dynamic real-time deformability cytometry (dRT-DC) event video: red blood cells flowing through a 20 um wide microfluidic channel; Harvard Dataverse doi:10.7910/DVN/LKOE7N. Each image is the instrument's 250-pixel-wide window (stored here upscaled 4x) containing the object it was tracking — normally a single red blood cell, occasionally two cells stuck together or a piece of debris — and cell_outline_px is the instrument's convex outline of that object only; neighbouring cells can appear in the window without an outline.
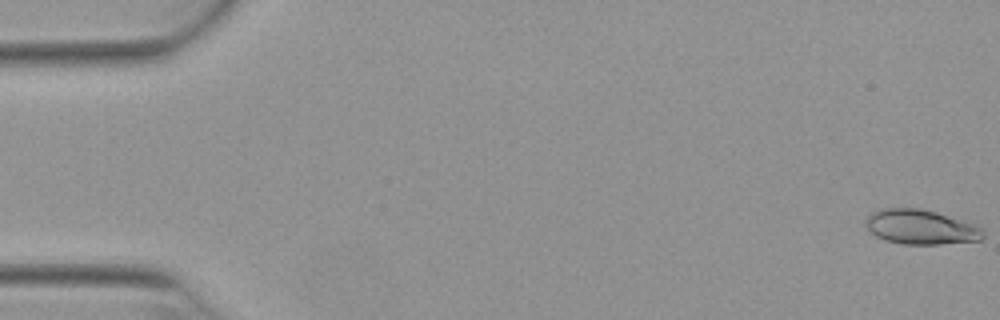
{"species": "Egyptian fruit bat (a non-hibernating species)", "species_latin": "Rousettus aegyptiacus", "temperature_condition": "warm", "stored_images_in_passage": 51, "camera_frame_rate_fps": 3000, "um_per_image_px": 0.085, "animal": {"sex": "female"}, "frame": {"image": 1, "passage_image": 1, "time_ms": 0.0, "image_size_px": [1000, 320], "cell_outline_px": [[984, 236], [980, 240], [940, 244], [904, 244], [884, 240], [876, 236], [868, 228], [864, 220], [872, 212], [880, 208], [920, 208], [936, 212], [972, 224], [980, 228], [984, 232]], "centroid_in_image_um": [78.22, 19.29], "position_along_channel_um": 6.8, "area_um2": 23.47}}
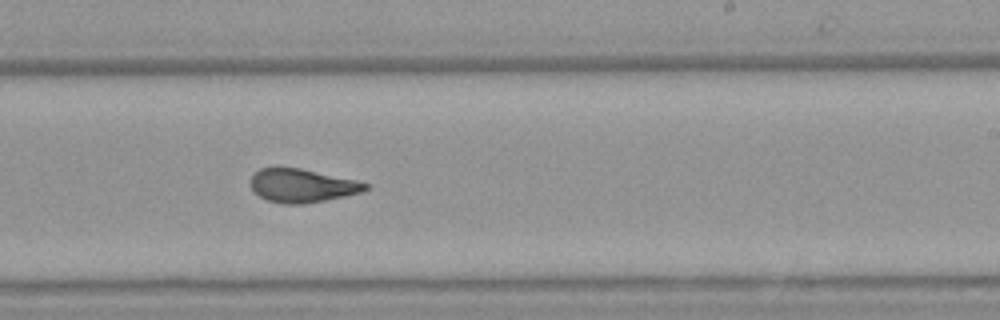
{"frame": {"image": 2, "passage_image": 32, "time_ms": 10.333, "image_size_px": [1000, 320], "cell_outline_px": [[368, 188], [364, 192], [304, 204], [284, 204], [268, 200], [260, 196], [252, 188], [252, 176], [260, 168], [300, 168], [356, 180], [368, 184]], "centroid_in_image_um": [25.71, 15.78], "position_along_channel_um": 263.3, "area_um2": 22.02}}
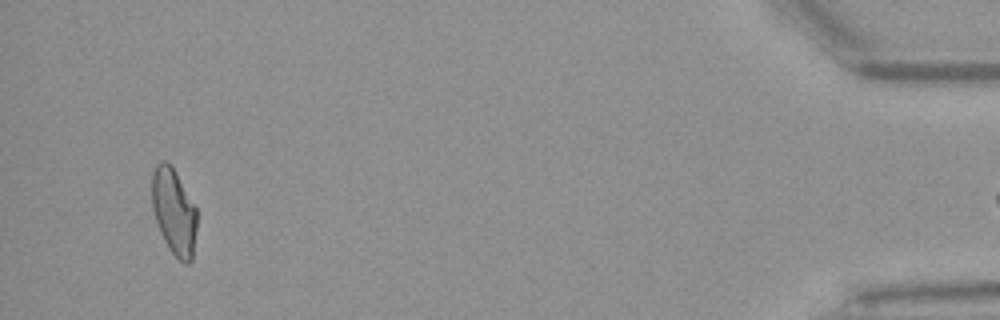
{"frame": {"image": 3, "passage_image": 50, "time_ms": 16.333, "image_size_px": [1000, 320], "cell_outline_px": [[196, 228], [192, 260], [188, 264], [184, 264], [168, 248], [160, 232], [152, 208], [152, 172], [156, 164], [164, 160], [168, 160], [196, 208]], "centroid_in_image_um": [14.77, 17.99], "position_along_channel_um": 420.4, "area_um2": 22.37}}